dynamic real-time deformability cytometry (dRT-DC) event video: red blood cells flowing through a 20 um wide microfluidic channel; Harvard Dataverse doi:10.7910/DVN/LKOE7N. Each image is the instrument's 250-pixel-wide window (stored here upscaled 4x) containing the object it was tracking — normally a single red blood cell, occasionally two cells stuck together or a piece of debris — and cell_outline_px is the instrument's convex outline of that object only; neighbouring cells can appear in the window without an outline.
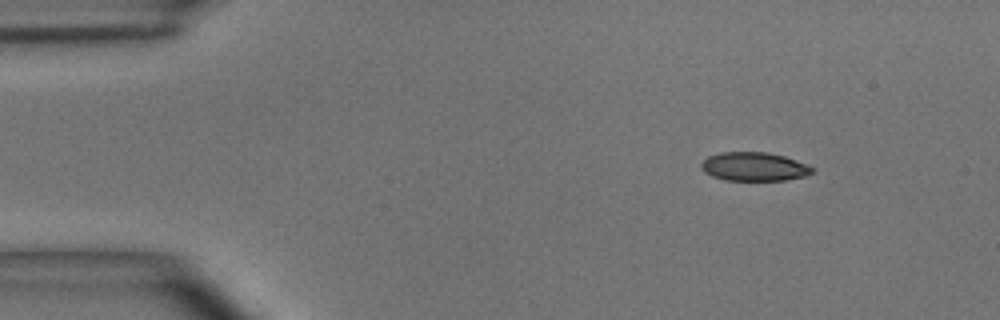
{"species": "common noctule bat (a hibernating species)", "species_latin": "Nyctalus noctula", "temperature_condition": "room temperature", "stored_images_in_passage": 32, "camera_frame_rate_fps": 3000, "um_per_image_px": 0.085, "animal": {"sex": "male", "body_mass_g": 15.6}, "frame": {"image": 1, "passage_image": 1, "time_ms": 0.0, "image_size_px": [1000, 320], "cell_outline_px": [[816, 172], [804, 176], [784, 180], [724, 180], [712, 176], [704, 172], [700, 168], [700, 164], [708, 156], [720, 152], [768, 152], [784, 156], [808, 164], [816, 168]], "centroid_in_image_um": [64.12, 14.16], "position_along_channel_um": 20.9, "area_um2": 18.79}}
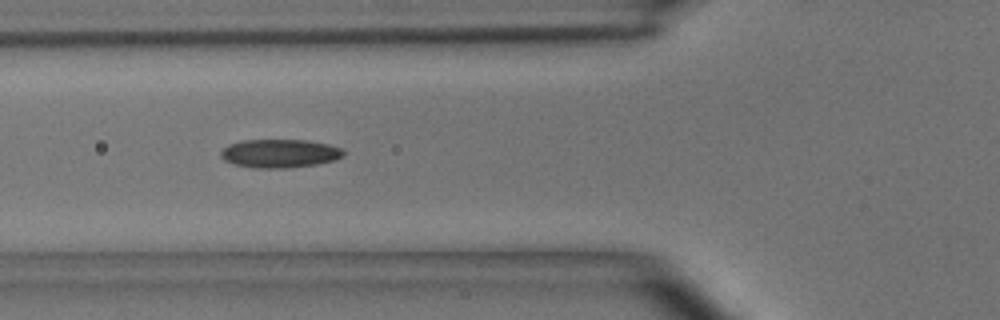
{"frame": {"image": 2, "passage_image": 13, "time_ms": 4.0, "image_size_px": [1000, 320], "cell_outline_px": [[344, 156], [336, 160], [316, 164], [288, 168], [256, 168], [236, 164], [224, 160], [220, 156], [220, 152], [228, 144], [244, 140], [308, 140], [328, 144], [344, 148]], "centroid_in_image_um": [23.81, 13.04], "position_along_channel_um": 102.0, "area_um2": 20.46}}
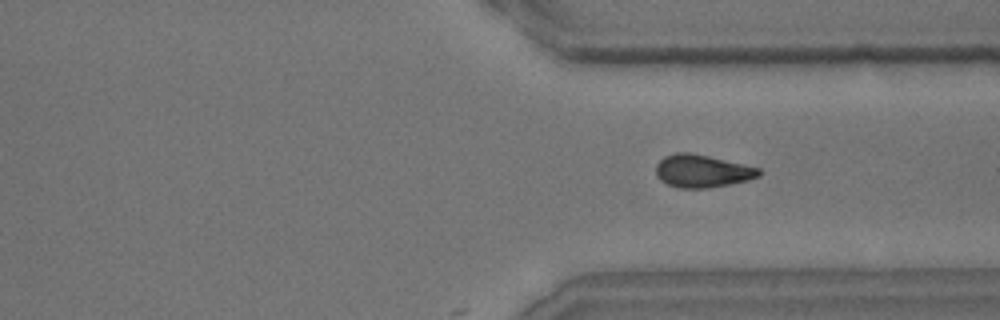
{"frame": {"image": 3, "passage_image": 32, "time_ms": 10.333, "image_size_px": [1000, 320], "cell_outline_px": [[760, 176], [748, 180], [708, 188], [680, 188], [668, 184], [660, 180], [656, 176], [656, 164], [664, 156], [676, 152], [688, 152], [708, 156], [744, 164], [760, 168]], "centroid_in_image_um": [59.66, 14.53], "position_along_channel_um": 351.7, "area_um2": 19.59}}